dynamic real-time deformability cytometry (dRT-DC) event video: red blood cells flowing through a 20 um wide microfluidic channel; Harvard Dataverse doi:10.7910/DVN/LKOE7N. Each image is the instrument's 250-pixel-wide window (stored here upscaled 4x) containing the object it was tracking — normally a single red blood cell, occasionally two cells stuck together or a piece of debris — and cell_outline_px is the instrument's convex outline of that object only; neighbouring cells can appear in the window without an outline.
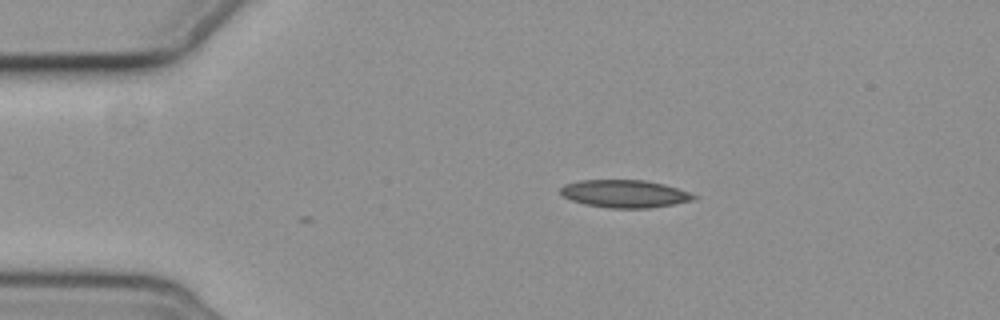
{"species": "common noctule bat (a hibernating species)", "species_latin": "Nyctalus noctula", "temperature_condition": "cold", "stored_images_in_passage": 3, "camera_frame_rate_fps": 3000, "um_per_image_px": 0.085, "animal": {"sex": "female", "body_mass_g": 19.3, "forearm_length_mm": 54.1}, "frame": {"image": 1, "passage_image": 3, "time_ms": 2.333, "image_size_px": [1000, 320], "cell_outline_px": [[696, 196], [692, 200], [672, 204], [648, 208], [612, 208], [584, 204], [572, 200], [564, 196], [560, 192], [560, 188], [564, 184], [580, 180], [644, 180], [664, 184], [688, 192]], "centroid_in_image_um": [53.05, 16.46], "position_along_channel_um": 31.9, "area_um2": 21.21}}